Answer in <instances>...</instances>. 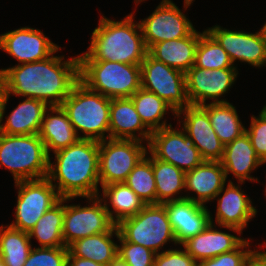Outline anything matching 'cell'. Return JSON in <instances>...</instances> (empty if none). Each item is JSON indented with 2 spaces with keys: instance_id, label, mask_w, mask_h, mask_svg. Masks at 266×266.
Returning <instances> with one entry per match:
<instances>
[{
  "instance_id": "obj_1",
  "label": "cell",
  "mask_w": 266,
  "mask_h": 266,
  "mask_svg": "<svg viewBox=\"0 0 266 266\" xmlns=\"http://www.w3.org/2000/svg\"><path fill=\"white\" fill-rule=\"evenodd\" d=\"M54 56L0 69L4 94L33 98L49 107L60 106L79 79V57Z\"/></svg>"
},
{
  "instance_id": "obj_2",
  "label": "cell",
  "mask_w": 266,
  "mask_h": 266,
  "mask_svg": "<svg viewBox=\"0 0 266 266\" xmlns=\"http://www.w3.org/2000/svg\"><path fill=\"white\" fill-rule=\"evenodd\" d=\"M49 158L47 178L61 198H90L99 195V141L79 139Z\"/></svg>"
},
{
  "instance_id": "obj_3",
  "label": "cell",
  "mask_w": 266,
  "mask_h": 266,
  "mask_svg": "<svg viewBox=\"0 0 266 266\" xmlns=\"http://www.w3.org/2000/svg\"><path fill=\"white\" fill-rule=\"evenodd\" d=\"M133 14L130 13L121 21L102 16L98 27L92 32L88 51L78 56L79 61H110L141 65L148 49L144 43L140 24L134 22Z\"/></svg>"
},
{
  "instance_id": "obj_4",
  "label": "cell",
  "mask_w": 266,
  "mask_h": 266,
  "mask_svg": "<svg viewBox=\"0 0 266 266\" xmlns=\"http://www.w3.org/2000/svg\"><path fill=\"white\" fill-rule=\"evenodd\" d=\"M110 105L111 98L92 91L79 80L60 106L80 139L101 141L109 138ZM79 131L84 135L79 136Z\"/></svg>"
},
{
  "instance_id": "obj_5",
  "label": "cell",
  "mask_w": 266,
  "mask_h": 266,
  "mask_svg": "<svg viewBox=\"0 0 266 266\" xmlns=\"http://www.w3.org/2000/svg\"><path fill=\"white\" fill-rule=\"evenodd\" d=\"M49 156L38 134L7 135L0 132V167L13 175L15 182L45 178Z\"/></svg>"
},
{
  "instance_id": "obj_6",
  "label": "cell",
  "mask_w": 266,
  "mask_h": 266,
  "mask_svg": "<svg viewBox=\"0 0 266 266\" xmlns=\"http://www.w3.org/2000/svg\"><path fill=\"white\" fill-rule=\"evenodd\" d=\"M79 79L109 98H130L141 88L140 65L110 61H79Z\"/></svg>"
},
{
  "instance_id": "obj_7",
  "label": "cell",
  "mask_w": 266,
  "mask_h": 266,
  "mask_svg": "<svg viewBox=\"0 0 266 266\" xmlns=\"http://www.w3.org/2000/svg\"><path fill=\"white\" fill-rule=\"evenodd\" d=\"M116 226L125 241L142 245L156 254L167 242L177 244L164 203L146 204L139 213Z\"/></svg>"
},
{
  "instance_id": "obj_8",
  "label": "cell",
  "mask_w": 266,
  "mask_h": 266,
  "mask_svg": "<svg viewBox=\"0 0 266 266\" xmlns=\"http://www.w3.org/2000/svg\"><path fill=\"white\" fill-rule=\"evenodd\" d=\"M148 146L133 139L107 138L99 141V183H122L148 153Z\"/></svg>"
},
{
  "instance_id": "obj_9",
  "label": "cell",
  "mask_w": 266,
  "mask_h": 266,
  "mask_svg": "<svg viewBox=\"0 0 266 266\" xmlns=\"http://www.w3.org/2000/svg\"><path fill=\"white\" fill-rule=\"evenodd\" d=\"M18 188L15 220L9 226L29 232L61 197L47 177L15 182Z\"/></svg>"
},
{
  "instance_id": "obj_10",
  "label": "cell",
  "mask_w": 266,
  "mask_h": 266,
  "mask_svg": "<svg viewBox=\"0 0 266 266\" xmlns=\"http://www.w3.org/2000/svg\"><path fill=\"white\" fill-rule=\"evenodd\" d=\"M141 88L155 93L175 112L189 106L185 73L167 66L149 53L141 65Z\"/></svg>"
},
{
  "instance_id": "obj_11",
  "label": "cell",
  "mask_w": 266,
  "mask_h": 266,
  "mask_svg": "<svg viewBox=\"0 0 266 266\" xmlns=\"http://www.w3.org/2000/svg\"><path fill=\"white\" fill-rule=\"evenodd\" d=\"M147 146L156 159L170 163L185 173L204 161L185 131L175 130L172 125L153 131Z\"/></svg>"
},
{
  "instance_id": "obj_12",
  "label": "cell",
  "mask_w": 266,
  "mask_h": 266,
  "mask_svg": "<svg viewBox=\"0 0 266 266\" xmlns=\"http://www.w3.org/2000/svg\"><path fill=\"white\" fill-rule=\"evenodd\" d=\"M86 199L92 203L90 206L64 204L62 232L67 248L79 239L109 232L116 226L99 196Z\"/></svg>"
},
{
  "instance_id": "obj_13",
  "label": "cell",
  "mask_w": 266,
  "mask_h": 266,
  "mask_svg": "<svg viewBox=\"0 0 266 266\" xmlns=\"http://www.w3.org/2000/svg\"><path fill=\"white\" fill-rule=\"evenodd\" d=\"M139 24L148 50L161 41L184 38L195 29L171 0H162L154 12Z\"/></svg>"
},
{
  "instance_id": "obj_14",
  "label": "cell",
  "mask_w": 266,
  "mask_h": 266,
  "mask_svg": "<svg viewBox=\"0 0 266 266\" xmlns=\"http://www.w3.org/2000/svg\"><path fill=\"white\" fill-rule=\"evenodd\" d=\"M236 68L201 69L192 66L186 73V94L190 105H206V100L212 103H226L220 97L226 93L237 78ZM220 99V100H219Z\"/></svg>"
},
{
  "instance_id": "obj_15",
  "label": "cell",
  "mask_w": 266,
  "mask_h": 266,
  "mask_svg": "<svg viewBox=\"0 0 266 266\" xmlns=\"http://www.w3.org/2000/svg\"><path fill=\"white\" fill-rule=\"evenodd\" d=\"M228 53L231 62H246L254 67L266 65V39L262 29L255 33L231 31L219 25L206 29Z\"/></svg>"
},
{
  "instance_id": "obj_16",
  "label": "cell",
  "mask_w": 266,
  "mask_h": 266,
  "mask_svg": "<svg viewBox=\"0 0 266 266\" xmlns=\"http://www.w3.org/2000/svg\"><path fill=\"white\" fill-rule=\"evenodd\" d=\"M0 49L17 59L19 64H25L44 60L61 47L41 30L22 27L0 35Z\"/></svg>"
},
{
  "instance_id": "obj_17",
  "label": "cell",
  "mask_w": 266,
  "mask_h": 266,
  "mask_svg": "<svg viewBox=\"0 0 266 266\" xmlns=\"http://www.w3.org/2000/svg\"><path fill=\"white\" fill-rule=\"evenodd\" d=\"M184 115L182 129L192 139L204 161H221L224 144L220 141L210 123L208 113L202 106L189 105L176 112Z\"/></svg>"
},
{
  "instance_id": "obj_18",
  "label": "cell",
  "mask_w": 266,
  "mask_h": 266,
  "mask_svg": "<svg viewBox=\"0 0 266 266\" xmlns=\"http://www.w3.org/2000/svg\"><path fill=\"white\" fill-rule=\"evenodd\" d=\"M217 197L216 224L241 235L248 222L257 214L256 207L252 205V201L243 193L240 186L234 185L230 180L226 188L223 187L216 195Z\"/></svg>"
},
{
  "instance_id": "obj_19",
  "label": "cell",
  "mask_w": 266,
  "mask_h": 266,
  "mask_svg": "<svg viewBox=\"0 0 266 266\" xmlns=\"http://www.w3.org/2000/svg\"><path fill=\"white\" fill-rule=\"evenodd\" d=\"M164 204L179 245L202 232L210 223V212L205 205L188 199L168 201Z\"/></svg>"
},
{
  "instance_id": "obj_20",
  "label": "cell",
  "mask_w": 266,
  "mask_h": 266,
  "mask_svg": "<svg viewBox=\"0 0 266 266\" xmlns=\"http://www.w3.org/2000/svg\"><path fill=\"white\" fill-rule=\"evenodd\" d=\"M8 100L9 95L4 94L0 105V132L7 135L38 134L49 106L43 101L26 98L10 113L5 124H1Z\"/></svg>"
},
{
  "instance_id": "obj_21",
  "label": "cell",
  "mask_w": 266,
  "mask_h": 266,
  "mask_svg": "<svg viewBox=\"0 0 266 266\" xmlns=\"http://www.w3.org/2000/svg\"><path fill=\"white\" fill-rule=\"evenodd\" d=\"M226 179L221 162L203 161L185 173V189L198 195L197 197L185 195V199L204 205L216 199V195L225 187Z\"/></svg>"
},
{
  "instance_id": "obj_22",
  "label": "cell",
  "mask_w": 266,
  "mask_h": 266,
  "mask_svg": "<svg viewBox=\"0 0 266 266\" xmlns=\"http://www.w3.org/2000/svg\"><path fill=\"white\" fill-rule=\"evenodd\" d=\"M139 132L137 136L135 133ZM152 132L144 125L130 98H112L109 113V138L133 139L149 143ZM140 136V137H139Z\"/></svg>"
},
{
  "instance_id": "obj_23",
  "label": "cell",
  "mask_w": 266,
  "mask_h": 266,
  "mask_svg": "<svg viewBox=\"0 0 266 266\" xmlns=\"http://www.w3.org/2000/svg\"><path fill=\"white\" fill-rule=\"evenodd\" d=\"M213 223L210 214V223L207 227L182 244L186 252L197 262L231 252L245 240L215 229Z\"/></svg>"
},
{
  "instance_id": "obj_24",
  "label": "cell",
  "mask_w": 266,
  "mask_h": 266,
  "mask_svg": "<svg viewBox=\"0 0 266 266\" xmlns=\"http://www.w3.org/2000/svg\"><path fill=\"white\" fill-rule=\"evenodd\" d=\"M220 162L226 178L229 173H232L238 179L239 184L244 183L246 179L252 182L258 181V178H253L250 173L263 164L257 157L246 132L224 146Z\"/></svg>"
},
{
  "instance_id": "obj_25",
  "label": "cell",
  "mask_w": 266,
  "mask_h": 266,
  "mask_svg": "<svg viewBox=\"0 0 266 266\" xmlns=\"http://www.w3.org/2000/svg\"><path fill=\"white\" fill-rule=\"evenodd\" d=\"M200 32L194 29L188 36L154 44L148 53L167 66L186 73L195 62Z\"/></svg>"
},
{
  "instance_id": "obj_26",
  "label": "cell",
  "mask_w": 266,
  "mask_h": 266,
  "mask_svg": "<svg viewBox=\"0 0 266 266\" xmlns=\"http://www.w3.org/2000/svg\"><path fill=\"white\" fill-rule=\"evenodd\" d=\"M38 135L44 142L49 158L50 151L55 153L80 139L61 106H50L45 111Z\"/></svg>"
},
{
  "instance_id": "obj_27",
  "label": "cell",
  "mask_w": 266,
  "mask_h": 266,
  "mask_svg": "<svg viewBox=\"0 0 266 266\" xmlns=\"http://www.w3.org/2000/svg\"><path fill=\"white\" fill-rule=\"evenodd\" d=\"M104 202L111 220L117 225L121 220L134 216L139 213L144 206L145 202L124 182L112 183L102 186ZM105 198V199H104ZM111 204L113 211H110L107 200ZM113 213L115 215H113Z\"/></svg>"
},
{
  "instance_id": "obj_28",
  "label": "cell",
  "mask_w": 266,
  "mask_h": 266,
  "mask_svg": "<svg viewBox=\"0 0 266 266\" xmlns=\"http://www.w3.org/2000/svg\"><path fill=\"white\" fill-rule=\"evenodd\" d=\"M119 236L117 226L109 232L87 236L73 242L68 250L76 257L92 260L96 263L108 265L116 256L118 245L111 239Z\"/></svg>"
},
{
  "instance_id": "obj_29",
  "label": "cell",
  "mask_w": 266,
  "mask_h": 266,
  "mask_svg": "<svg viewBox=\"0 0 266 266\" xmlns=\"http://www.w3.org/2000/svg\"><path fill=\"white\" fill-rule=\"evenodd\" d=\"M74 198H61L36 222L28 232L36 238L40 247H66L63 240L64 203Z\"/></svg>"
},
{
  "instance_id": "obj_30",
  "label": "cell",
  "mask_w": 266,
  "mask_h": 266,
  "mask_svg": "<svg viewBox=\"0 0 266 266\" xmlns=\"http://www.w3.org/2000/svg\"><path fill=\"white\" fill-rule=\"evenodd\" d=\"M208 113L210 123L220 141L226 145L245 133L235 107L229 103H210L202 105Z\"/></svg>"
},
{
  "instance_id": "obj_31",
  "label": "cell",
  "mask_w": 266,
  "mask_h": 266,
  "mask_svg": "<svg viewBox=\"0 0 266 266\" xmlns=\"http://www.w3.org/2000/svg\"><path fill=\"white\" fill-rule=\"evenodd\" d=\"M153 173L156 183V204L185 199V195L174 197L185 189L184 171L153 156Z\"/></svg>"
},
{
  "instance_id": "obj_32",
  "label": "cell",
  "mask_w": 266,
  "mask_h": 266,
  "mask_svg": "<svg viewBox=\"0 0 266 266\" xmlns=\"http://www.w3.org/2000/svg\"><path fill=\"white\" fill-rule=\"evenodd\" d=\"M130 99L133 101L135 109L144 125L151 132L171 125V123L167 125V122L164 120L160 123L168 110L176 115V112L168 103L159 98L155 93L143 88L136 91Z\"/></svg>"
},
{
  "instance_id": "obj_33",
  "label": "cell",
  "mask_w": 266,
  "mask_h": 266,
  "mask_svg": "<svg viewBox=\"0 0 266 266\" xmlns=\"http://www.w3.org/2000/svg\"><path fill=\"white\" fill-rule=\"evenodd\" d=\"M6 226L0 227V257L5 266H23L33 248L29 234Z\"/></svg>"
},
{
  "instance_id": "obj_34",
  "label": "cell",
  "mask_w": 266,
  "mask_h": 266,
  "mask_svg": "<svg viewBox=\"0 0 266 266\" xmlns=\"http://www.w3.org/2000/svg\"><path fill=\"white\" fill-rule=\"evenodd\" d=\"M194 66L210 70L237 68L231 62L228 53L207 30L200 32Z\"/></svg>"
},
{
  "instance_id": "obj_35",
  "label": "cell",
  "mask_w": 266,
  "mask_h": 266,
  "mask_svg": "<svg viewBox=\"0 0 266 266\" xmlns=\"http://www.w3.org/2000/svg\"><path fill=\"white\" fill-rule=\"evenodd\" d=\"M138 162L124 181L145 204H156V183L153 173V155Z\"/></svg>"
},
{
  "instance_id": "obj_36",
  "label": "cell",
  "mask_w": 266,
  "mask_h": 266,
  "mask_svg": "<svg viewBox=\"0 0 266 266\" xmlns=\"http://www.w3.org/2000/svg\"><path fill=\"white\" fill-rule=\"evenodd\" d=\"M68 252L67 247H35L23 266H67Z\"/></svg>"
},
{
  "instance_id": "obj_37",
  "label": "cell",
  "mask_w": 266,
  "mask_h": 266,
  "mask_svg": "<svg viewBox=\"0 0 266 266\" xmlns=\"http://www.w3.org/2000/svg\"><path fill=\"white\" fill-rule=\"evenodd\" d=\"M118 245L117 255L129 266H153L156 253L149 248L139 244L125 241L120 235L117 236Z\"/></svg>"
},
{
  "instance_id": "obj_38",
  "label": "cell",
  "mask_w": 266,
  "mask_h": 266,
  "mask_svg": "<svg viewBox=\"0 0 266 266\" xmlns=\"http://www.w3.org/2000/svg\"><path fill=\"white\" fill-rule=\"evenodd\" d=\"M249 241L244 240L236 249L231 252L222 253L214 258L201 260L198 266H248L249 259L254 250L250 248ZM243 249V250H242Z\"/></svg>"
},
{
  "instance_id": "obj_39",
  "label": "cell",
  "mask_w": 266,
  "mask_h": 266,
  "mask_svg": "<svg viewBox=\"0 0 266 266\" xmlns=\"http://www.w3.org/2000/svg\"><path fill=\"white\" fill-rule=\"evenodd\" d=\"M250 128L245 132L250 138L251 144L255 150L257 157L266 163V117L259 114V117H251Z\"/></svg>"
},
{
  "instance_id": "obj_40",
  "label": "cell",
  "mask_w": 266,
  "mask_h": 266,
  "mask_svg": "<svg viewBox=\"0 0 266 266\" xmlns=\"http://www.w3.org/2000/svg\"><path fill=\"white\" fill-rule=\"evenodd\" d=\"M153 266H198V262L185 249H169L156 254Z\"/></svg>"
},
{
  "instance_id": "obj_41",
  "label": "cell",
  "mask_w": 266,
  "mask_h": 266,
  "mask_svg": "<svg viewBox=\"0 0 266 266\" xmlns=\"http://www.w3.org/2000/svg\"><path fill=\"white\" fill-rule=\"evenodd\" d=\"M67 266H106V265L96 263L89 259L76 257L69 251Z\"/></svg>"
},
{
  "instance_id": "obj_42",
  "label": "cell",
  "mask_w": 266,
  "mask_h": 266,
  "mask_svg": "<svg viewBox=\"0 0 266 266\" xmlns=\"http://www.w3.org/2000/svg\"><path fill=\"white\" fill-rule=\"evenodd\" d=\"M248 266H266V251H253Z\"/></svg>"
},
{
  "instance_id": "obj_43",
  "label": "cell",
  "mask_w": 266,
  "mask_h": 266,
  "mask_svg": "<svg viewBox=\"0 0 266 266\" xmlns=\"http://www.w3.org/2000/svg\"><path fill=\"white\" fill-rule=\"evenodd\" d=\"M107 266H129L118 255Z\"/></svg>"
},
{
  "instance_id": "obj_44",
  "label": "cell",
  "mask_w": 266,
  "mask_h": 266,
  "mask_svg": "<svg viewBox=\"0 0 266 266\" xmlns=\"http://www.w3.org/2000/svg\"><path fill=\"white\" fill-rule=\"evenodd\" d=\"M3 95H4V86H3L2 77L0 75V105H1Z\"/></svg>"
},
{
  "instance_id": "obj_45",
  "label": "cell",
  "mask_w": 266,
  "mask_h": 266,
  "mask_svg": "<svg viewBox=\"0 0 266 266\" xmlns=\"http://www.w3.org/2000/svg\"><path fill=\"white\" fill-rule=\"evenodd\" d=\"M191 3H193V0H184V8H188V6L191 5Z\"/></svg>"
},
{
  "instance_id": "obj_46",
  "label": "cell",
  "mask_w": 266,
  "mask_h": 266,
  "mask_svg": "<svg viewBox=\"0 0 266 266\" xmlns=\"http://www.w3.org/2000/svg\"><path fill=\"white\" fill-rule=\"evenodd\" d=\"M261 29H262L263 34H264L265 39H266V23H264V25H263V27Z\"/></svg>"
},
{
  "instance_id": "obj_47",
  "label": "cell",
  "mask_w": 266,
  "mask_h": 266,
  "mask_svg": "<svg viewBox=\"0 0 266 266\" xmlns=\"http://www.w3.org/2000/svg\"><path fill=\"white\" fill-rule=\"evenodd\" d=\"M260 113L266 117V105L263 107Z\"/></svg>"
},
{
  "instance_id": "obj_48",
  "label": "cell",
  "mask_w": 266,
  "mask_h": 266,
  "mask_svg": "<svg viewBox=\"0 0 266 266\" xmlns=\"http://www.w3.org/2000/svg\"><path fill=\"white\" fill-rule=\"evenodd\" d=\"M0 266H5L1 257H0Z\"/></svg>"
},
{
  "instance_id": "obj_49",
  "label": "cell",
  "mask_w": 266,
  "mask_h": 266,
  "mask_svg": "<svg viewBox=\"0 0 266 266\" xmlns=\"http://www.w3.org/2000/svg\"><path fill=\"white\" fill-rule=\"evenodd\" d=\"M144 0H135V2L138 4L139 2L141 3Z\"/></svg>"
}]
</instances>
